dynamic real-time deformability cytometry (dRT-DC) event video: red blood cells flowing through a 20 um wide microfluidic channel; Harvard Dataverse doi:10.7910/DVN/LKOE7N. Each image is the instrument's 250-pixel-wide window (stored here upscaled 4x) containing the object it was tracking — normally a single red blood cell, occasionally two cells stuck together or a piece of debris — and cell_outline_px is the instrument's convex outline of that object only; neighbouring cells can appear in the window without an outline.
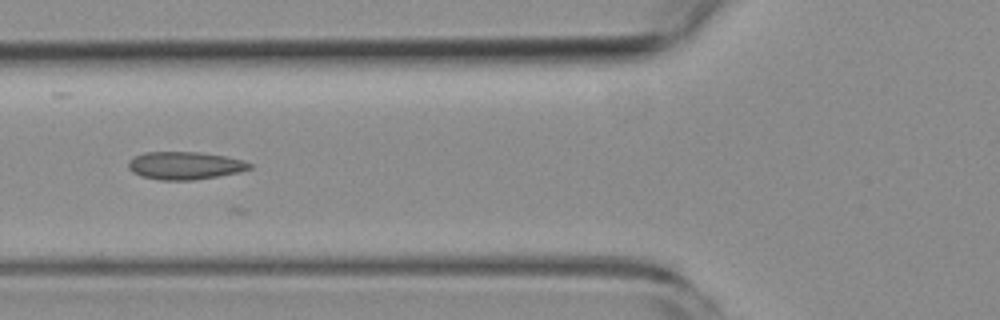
{"species": "common noctule bat (a hibernating species)", "species_latin": "Nyctalus noctula", "temperature_condition": "room temperature", "stored_images_in_passage": 5, "camera_frame_rate_fps": 3000, "um_per_image_px": 0.085, "animal": {"sex": "female", "body_mass_g": 19.3, "forearm_length_mm": 54.1}, "frame": {"image": 1, "passage_image": 4, "time_ms": 5.0, "image_size_px": [1000, 320], "cell_outline_px": [[252, 168], [240, 172], [220, 176], [192, 180], [160, 180], [140, 176], [132, 172], [128, 168], [128, 160], [144, 152], [200, 152], [224, 156], [240, 160], [252, 164]], "centroid_in_image_um": [15.69, 14.08], "position_along_channel_um": 110.1, "area_um2": 19.65}}